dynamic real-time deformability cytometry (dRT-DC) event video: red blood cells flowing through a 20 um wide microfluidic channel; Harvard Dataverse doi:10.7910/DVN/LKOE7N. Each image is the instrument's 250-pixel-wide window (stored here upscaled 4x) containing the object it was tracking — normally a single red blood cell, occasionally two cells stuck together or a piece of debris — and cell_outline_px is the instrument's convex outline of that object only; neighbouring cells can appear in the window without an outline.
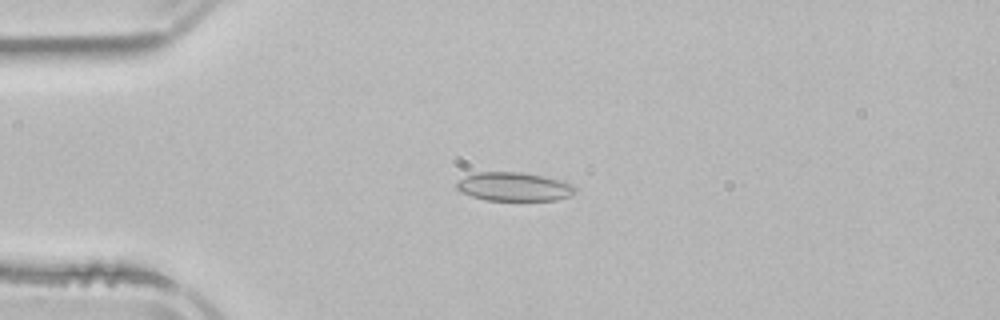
{"species": "common noctule bat (a hibernating species)", "species_latin": "Nyctalus noctula", "temperature_condition": "room temperature", "stored_images_in_passage": 3, "camera_frame_rate_fps": 3000, "um_per_image_px": 0.085, "animal": {"sex": "male", "body_mass_g": 21.5, "forearm_length_mm": 52.0}, "frame": {"image": 1, "passage_image": 2, "time_ms": 2.333, "image_size_px": [1000, 320], "cell_outline_px": [[576, 192], [568, 196], [556, 200], [484, 200], [460, 192], [456, 188], [456, 180], [464, 176], [476, 172], [520, 172], [544, 176], [560, 180], [572, 184], [576, 188]], "centroid_in_image_um": [43.65, 15.86], "position_along_channel_um": 41.4, "area_um2": 19.94}}